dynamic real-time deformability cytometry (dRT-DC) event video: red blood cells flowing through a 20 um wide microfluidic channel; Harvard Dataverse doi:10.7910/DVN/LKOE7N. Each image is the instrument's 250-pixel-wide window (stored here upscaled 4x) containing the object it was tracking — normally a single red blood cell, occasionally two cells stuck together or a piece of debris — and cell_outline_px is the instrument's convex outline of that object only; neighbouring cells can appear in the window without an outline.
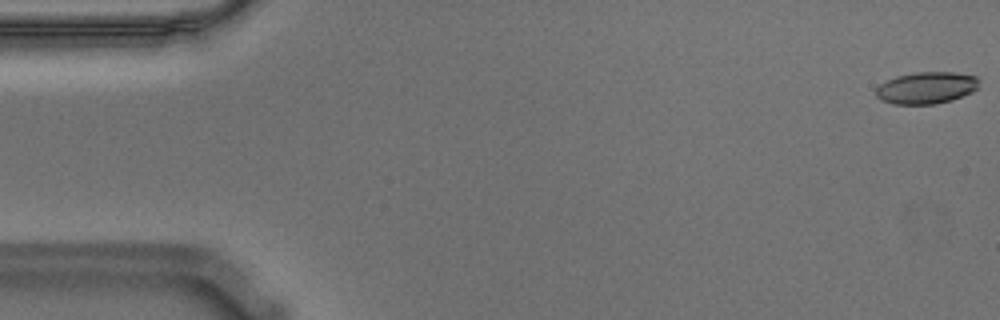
{"species": "Egyptian fruit bat (a non-hibernating species)", "species_latin": "Rousettus aegyptiacus", "temperature_condition": "warm", "stored_images_in_passage": 56, "camera_frame_rate_fps": 3000, "um_per_image_px": 0.085, "animal": {"sex": "male"}, "frame": {"image": 1, "passage_image": 1, "time_ms": 0.0, "image_size_px": [1000, 320], "cell_outline_px": [[980, 88], [972, 92], [952, 100], [936, 104], [892, 104], [880, 100], [876, 96], [876, 88], [880, 84], [896, 76], [916, 72], [952, 72], [976, 76], [980, 80]], "centroid_in_image_um": [78.77, 7.47], "position_along_channel_um": 6.2, "area_um2": 19.36}}
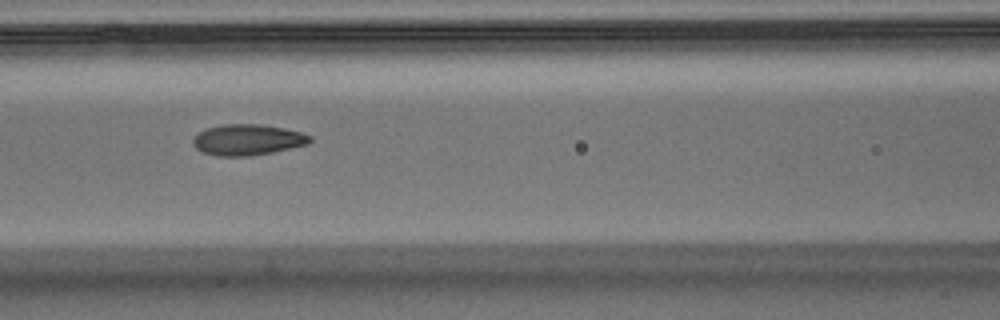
{"frame": {"image": 2, "passage_image": 24, "time_ms": 7.667, "image_size_px": [1000, 320], "cell_outline_px": [[312, 140], [308, 144], [272, 152], [248, 156], [216, 156], [200, 152], [192, 144], [192, 140], [204, 128], [224, 124], [260, 124], [284, 128], [300, 132], [312, 136]], "centroid_in_image_um": [21.02, 11.88], "position_along_channel_um": 145.6, "area_um2": 21.15}}
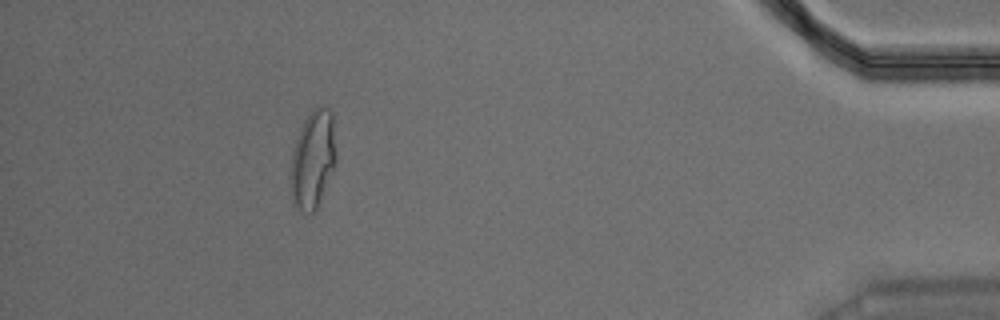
{"frame": {"image": 3, "passage_image": 51, "time_ms": 16.667, "image_size_px": [1000, 320], "cell_outline_px": [[336, 160], [320, 200], [316, 208], [312, 212], [300, 212], [292, 204], [288, 176], [288, 172], [292, 152], [300, 128], [304, 120], [312, 108], [320, 104], [328, 108], [332, 112], [336, 156]], "centroid_in_image_um": [26.54, 13.54], "position_along_channel_um": 408.7, "area_um2": 26.41}, "authors_computed_cell_mechanics": {"area_um2": 20.9525, "velocity_mm_per_s": 3.5736, "shape_relaxation_time_tau1_ms": null, "shape_relaxation_time_tau2_ms": 1.4245, "deformation_change_tau1": null, "deformation_change_tau2": 0.0808}}